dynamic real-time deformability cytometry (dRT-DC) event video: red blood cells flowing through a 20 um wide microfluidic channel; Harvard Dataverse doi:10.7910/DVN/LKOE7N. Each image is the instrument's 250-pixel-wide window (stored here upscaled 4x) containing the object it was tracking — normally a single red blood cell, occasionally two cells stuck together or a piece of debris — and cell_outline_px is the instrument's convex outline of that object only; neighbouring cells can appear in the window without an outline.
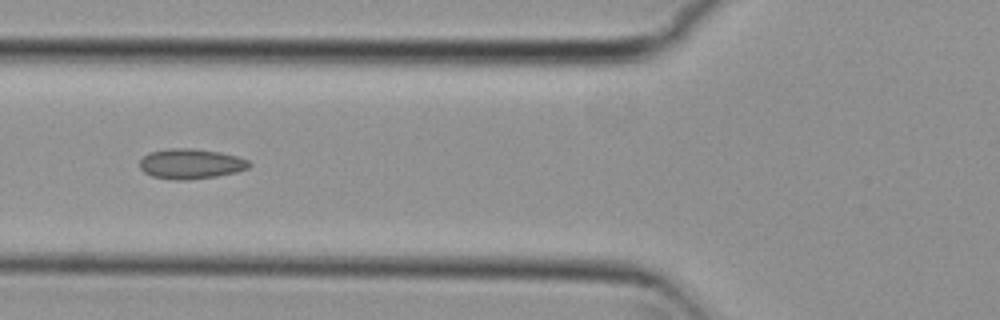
{"species": "common noctule bat (a hibernating species)", "species_latin": "Nyctalus noctula", "temperature_condition": "cold", "stored_images_in_passage": 10, "camera_frame_rate_fps": 3000, "um_per_image_px": 0.085, "animal": {"sex": "female", "body_mass_g": 29.2, "forearm_length_mm": 56.3}, "frame": {"image": 1, "passage_image": 6, "time_ms": 1.667, "image_size_px": [1000, 320], "cell_outline_px": [[252, 164], [248, 168], [236, 172], [216, 176], [188, 180], [172, 180], [152, 176], [144, 172], [140, 168], [140, 160], [148, 152], [168, 148], [192, 148], [220, 152], [236, 156], [248, 160]], "centroid_in_image_um": [16.2, 13.92], "position_along_channel_um": 109.6, "area_um2": 19.31}}
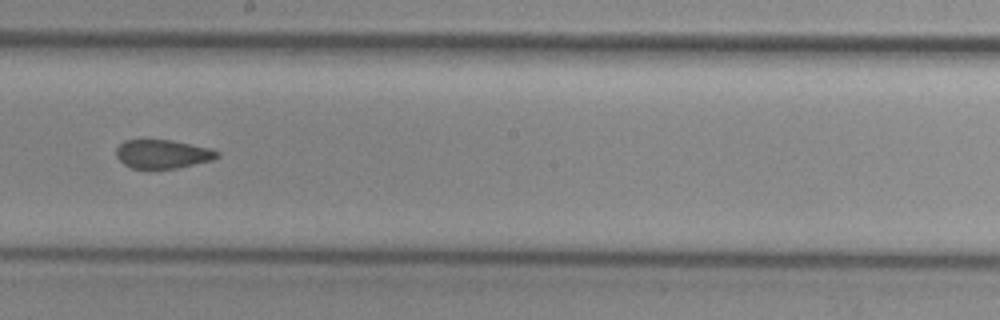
{"frame": {"image": 2, "passage_image": 9, "time_ms": 2.667, "image_size_px": [1000, 320], "cell_outline_px": [[220, 156], [212, 160], [176, 168], [132, 168], [124, 164], [116, 156], [116, 148], [124, 140], [172, 140], [212, 148], [220, 152]], "centroid_in_image_um": [13.85, 13.08], "position_along_channel_um": 234.4, "area_um2": 16.88}}
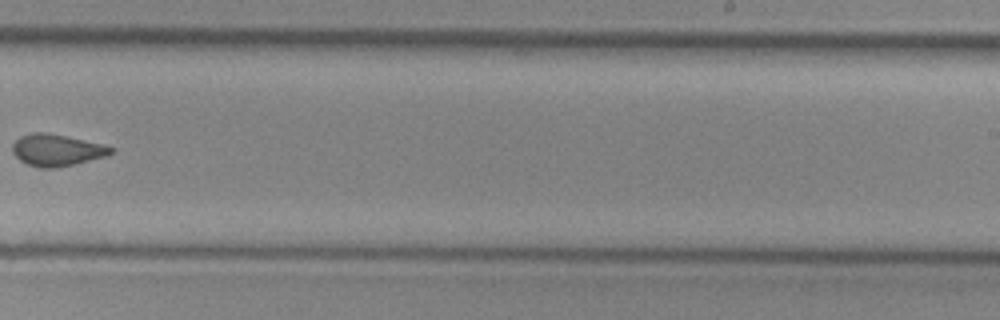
{"frame": {"image": 3, "passage_image": 10, "time_ms": 3.0, "image_size_px": [1000, 320], "cell_outline_px": [[112, 152], [108, 156], [56, 168], [40, 168], [28, 164], [20, 160], [12, 152], [12, 144], [20, 136], [32, 132], [44, 132], [104, 144], [112, 148]], "centroid_in_image_um": [4.8, 12.76], "position_along_channel_um": 284.2, "area_um2": 18.09}}